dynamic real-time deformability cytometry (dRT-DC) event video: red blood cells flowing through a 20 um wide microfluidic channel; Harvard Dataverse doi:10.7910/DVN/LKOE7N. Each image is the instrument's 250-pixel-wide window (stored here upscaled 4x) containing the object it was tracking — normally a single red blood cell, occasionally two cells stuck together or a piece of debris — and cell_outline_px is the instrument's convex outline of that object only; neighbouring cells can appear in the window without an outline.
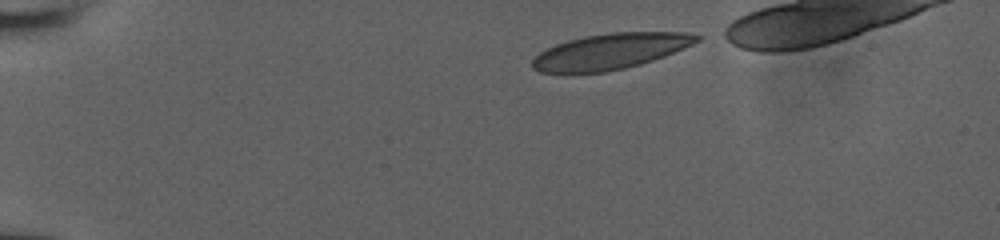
{"species": "human", "species_latin": "Homo sapiens", "temperature_condition": "room temperature", "stored_images_in_passage": 37, "camera_frame_rate_fps": 3000, "um_per_image_px": 0.085, "donor": {"sex": "male"}, "frame": {"image": 1, "passage_image": 1, "time_ms": 0.0, "image_size_px": [1000, 240], "cell_outline_px": [[700, 40], [692, 44], [664, 56], [640, 64], [624, 68], [604, 72], [540, 72], [532, 68], [532, 60], [540, 52], [556, 44], [568, 40], [584, 36], [612, 32], [688, 32], [700, 36]], "centroid_in_image_um": [51.88, 4.35], "position_along_channel_um": 33.1, "area_um2": 33.81}}
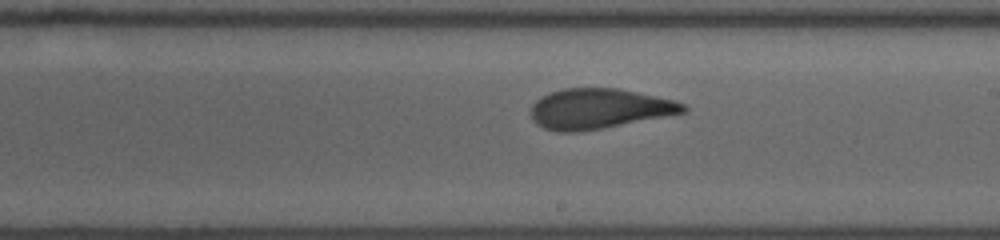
{"frame": {"image": 2, "passage_image": 22, "time_ms": 7.0, "image_size_px": [1000, 240], "cell_outline_px": [[688, 108], [684, 112], [600, 128], [576, 132], [556, 132], [544, 128], [536, 124], [532, 120], [532, 104], [540, 96], [564, 88], [616, 88], [676, 100], [684, 104]], "centroid_in_image_um": [50.87, 9.23], "position_along_channel_um": 238.1, "area_um2": 35.2}}
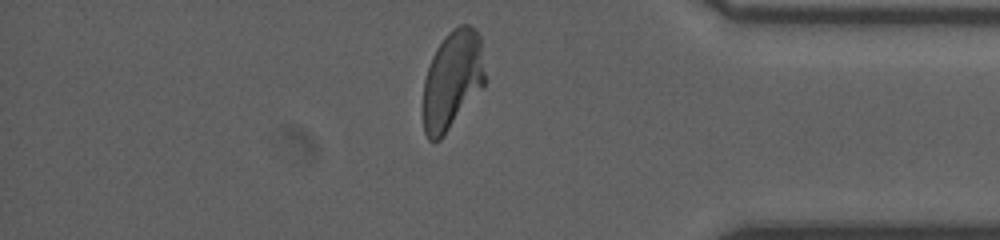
{"frame": {"image": 3, "passage_image": 35, "time_ms": 11.333, "image_size_px": [1000, 240], "cell_outline_px": [[484, 84], [440, 140], [428, 140], [424, 132], [424, 80], [432, 56], [436, 48], [444, 36], [452, 28], [460, 24], [468, 24], [476, 28], [480, 36], [484, 72]], "centroid_in_image_um": [38.43, 6.74], "position_along_channel_um": 396.8, "area_um2": 35.08}}